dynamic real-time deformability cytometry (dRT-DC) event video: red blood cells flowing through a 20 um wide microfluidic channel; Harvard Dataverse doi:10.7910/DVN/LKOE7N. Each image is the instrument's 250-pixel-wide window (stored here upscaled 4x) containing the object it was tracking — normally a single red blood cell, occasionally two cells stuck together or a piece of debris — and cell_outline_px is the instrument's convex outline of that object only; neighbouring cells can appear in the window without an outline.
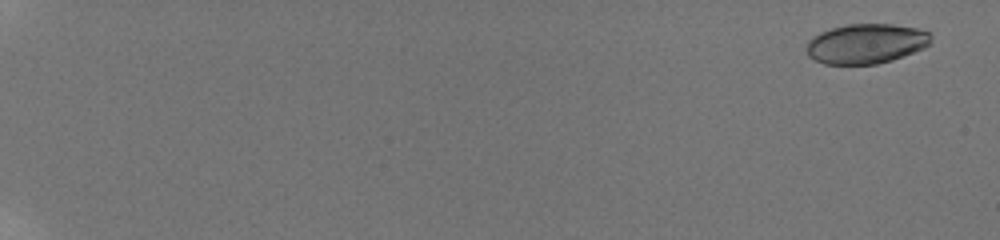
{"species": "human", "species_latin": "Homo sapiens", "temperature_condition": "room temperature", "stored_images_in_passage": 13, "camera_frame_rate_fps": 3000, "um_per_image_px": 0.085, "donor": {"sex": "male"}, "frame": {"image": 1, "passage_image": 2, "time_ms": 1.0, "image_size_px": [1000, 240], "cell_outline_px": [[932, 36], [928, 44], [924, 48], [892, 60], [876, 64], [824, 64], [808, 56], [804, 48], [808, 40], [812, 36], [820, 32], [832, 28], [848, 24], [892, 24], [920, 28], [928, 32]], "centroid_in_image_um": [73.59, 3.71], "position_along_channel_um": 11.4, "area_um2": 29.07}}
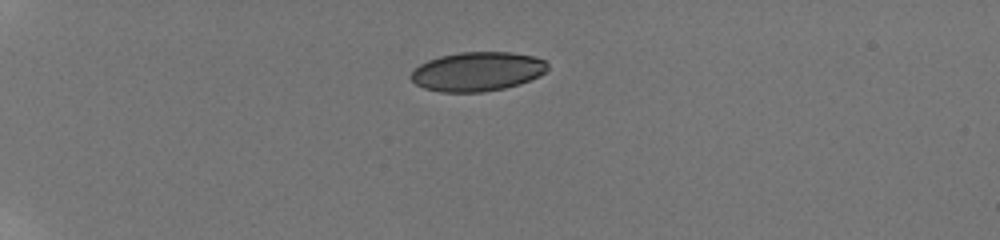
{"frame": {"image": 2, "passage_image": 8, "time_ms": 6.333, "image_size_px": [1000, 240], "cell_outline_px": [[548, 68], [540, 76], [520, 84], [504, 88], [484, 92], [440, 92], [424, 88], [416, 84], [408, 76], [420, 64], [428, 60], [440, 56], [460, 52], [508, 52], [536, 56], [544, 60], [548, 64]], "centroid_in_image_um": [40.58, 6.08], "position_along_channel_um": 44.4, "area_um2": 31.33}}